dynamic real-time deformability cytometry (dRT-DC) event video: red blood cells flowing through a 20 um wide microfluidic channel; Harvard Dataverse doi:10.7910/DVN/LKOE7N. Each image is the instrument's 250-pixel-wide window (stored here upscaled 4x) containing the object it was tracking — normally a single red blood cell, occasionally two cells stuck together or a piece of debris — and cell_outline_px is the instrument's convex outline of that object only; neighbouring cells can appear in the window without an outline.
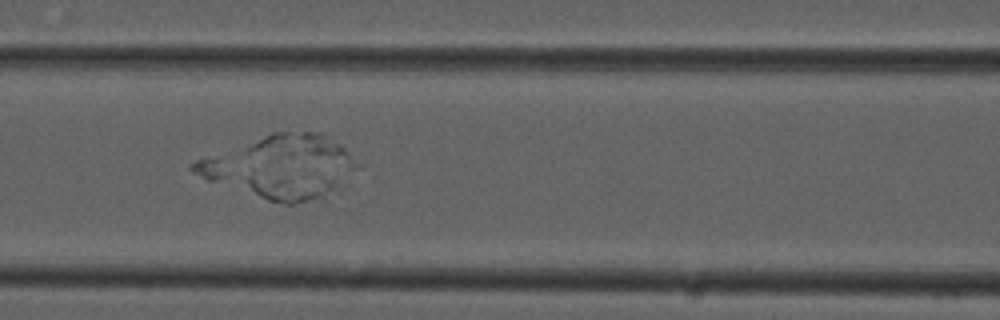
{"species": "common noctule bat (a hibernating species)", "species_latin": "Nyctalus noctula", "temperature_condition": "cold", "stored_images_in_passage": 10, "camera_frame_rate_fps": 3000, "um_per_image_px": 0.085, "animal": {"sex": "male", "forearm_length_mm": 52.5}, "frame": {"image": 1, "passage_image": 6, "time_ms": 1.667, "image_size_px": [1000, 320], "cell_outline_px": [[332, 180], [324, 200], [292, 204], [284, 204], [268, 200], [260, 196], [248, 184], [248, 176], [252, 168]], "centroid_in_image_um": [24.47, 15.88], "position_along_channel_um": 142.1, "area_um2": 15.2}}
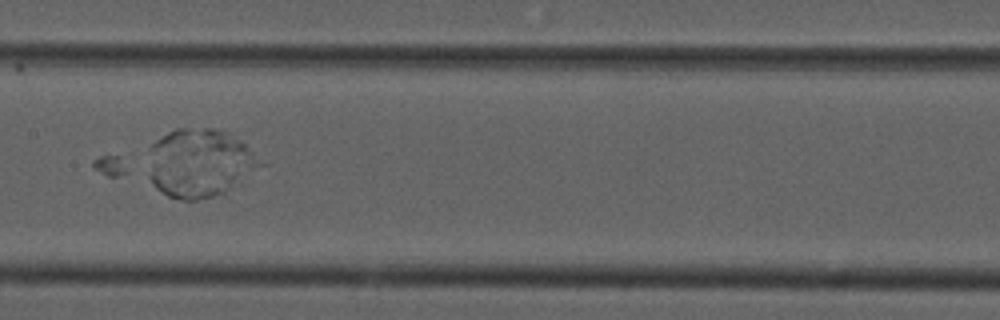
{"frame": {"image": 2, "passage_image": 7, "time_ms": 2.0, "image_size_px": [1000, 320], "cell_outline_px": [[232, 176], [228, 188], [224, 192], [212, 196], [196, 200], [184, 200], [168, 196], [156, 188], [152, 184], [148, 176], [152, 164], [156, 164]], "centroid_in_image_um": [15.94, 15.51], "position_along_channel_um": 191.5, "area_um2": 14.91}}
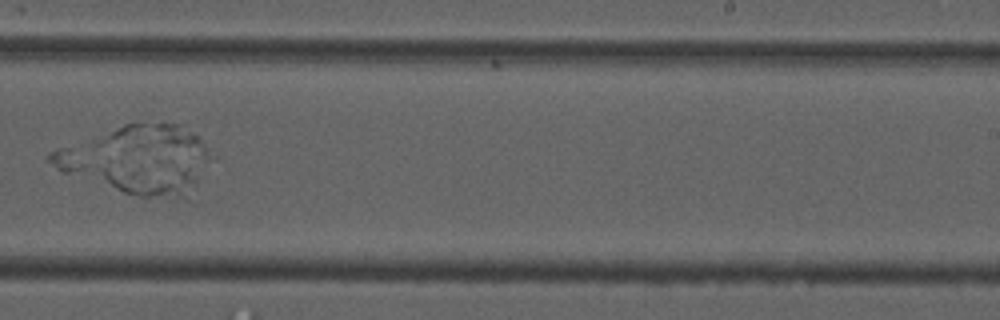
{"frame": {"image": 3, "passage_image": 9, "time_ms": 2.667, "image_size_px": [1000, 320], "cell_outline_px": [[196, 180], [184, 196], [140, 196], [124, 192], [116, 188], [104, 176], [100, 168], [188, 168]], "centroid_in_image_um": [12.83, 15.37], "position_along_channel_um": 276.2, "area_um2": 15.9}}